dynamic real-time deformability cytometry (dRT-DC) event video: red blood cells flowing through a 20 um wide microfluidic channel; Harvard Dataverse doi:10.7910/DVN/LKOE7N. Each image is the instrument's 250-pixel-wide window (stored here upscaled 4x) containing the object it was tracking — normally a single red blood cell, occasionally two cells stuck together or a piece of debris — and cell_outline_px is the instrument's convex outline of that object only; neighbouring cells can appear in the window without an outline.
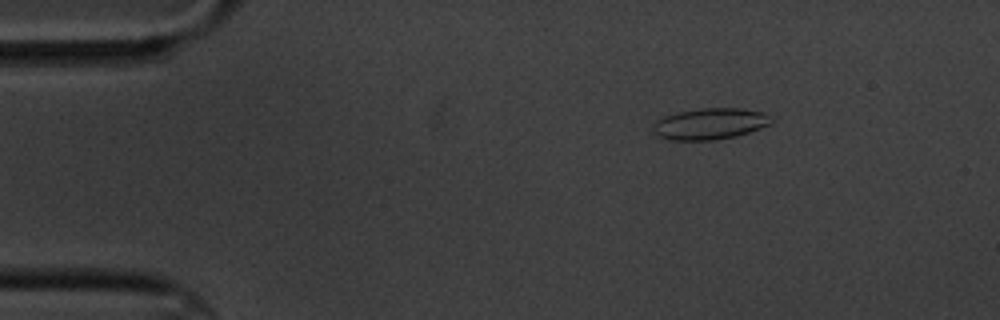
{"species": "common noctule bat (a hibernating species)", "species_latin": "Nyctalus noctula", "temperature_condition": "cold", "stored_images_in_passage": 5, "camera_frame_rate_fps": 3000, "um_per_image_px": 0.085, "animal": {"sex": "male", "body_mass_g": 20.1, "forearm_length_mm": 53.5}, "frame": {"image": 1, "passage_image": 3, "time_ms": 2.333, "image_size_px": [1000, 320], "cell_outline_px": [[776, 120], [772, 124], [736, 136], [712, 140], [668, 140], [656, 136], [652, 132], [652, 128], [656, 120], [664, 116], [680, 112], [700, 108], [740, 108], [764, 112]], "centroid_in_image_um": [60.35, 10.52], "position_along_channel_um": 24.6, "area_um2": 21.79}}